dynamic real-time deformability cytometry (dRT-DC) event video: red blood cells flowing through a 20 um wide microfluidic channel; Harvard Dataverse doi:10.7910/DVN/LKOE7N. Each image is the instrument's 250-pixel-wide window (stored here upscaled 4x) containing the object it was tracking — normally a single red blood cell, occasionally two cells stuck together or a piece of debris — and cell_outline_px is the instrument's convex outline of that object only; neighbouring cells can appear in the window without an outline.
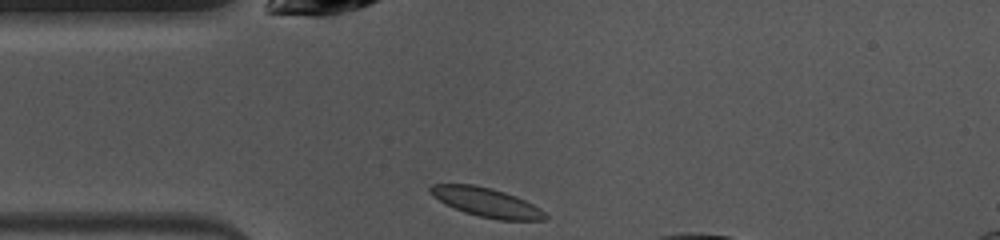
{"species": "common noctule bat (a hibernating species)", "species_latin": "Nyctalus noctula", "temperature_condition": "warm", "stored_images_in_passage": 16, "camera_frame_rate_fps": 3000, "um_per_image_px": 0.085, "animal": {"sex": "female", "body_mass_g": 10.0, "forearm_length_mm": 53.1}, "frame": {"image": 1, "passage_image": 1, "time_ms": 0.0, "image_size_px": [1000, 240], "cell_outline_px": [[548, 220], [500, 220], [480, 216], [464, 212], [444, 204], [428, 188], [432, 184], [472, 184], [492, 188], [516, 196], [540, 208], [548, 216]], "centroid_in_image_um": [41.39, 17.2], "position_along_channel_um": 43.6, "area_um2": 19.25}}
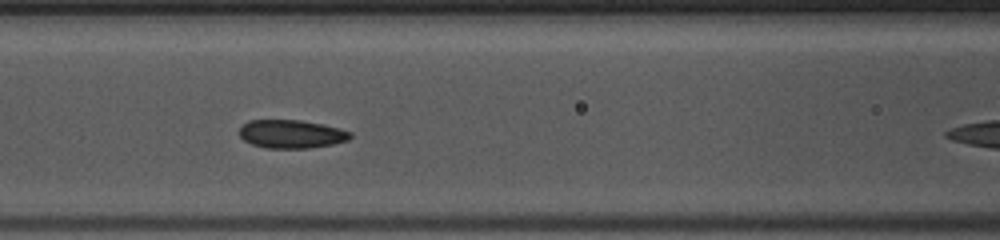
{"frame": {"image": 2, "passage_image": 9, "time_ms": 2.667, "image_size_px": [1000, 240], "cell_outline_px": [[352, 136], [348, 140], [332, 144], [308, 148], [264, 148], [252, 144], [244, 140], [240, 136], [240, 128], [248, 120], [300, 120], [340, 128], [352, 132]], "centroid_in_image_um": [24.77, 11.39], "position_along_channel_um": 141.8, "area_um2": 18.26}}
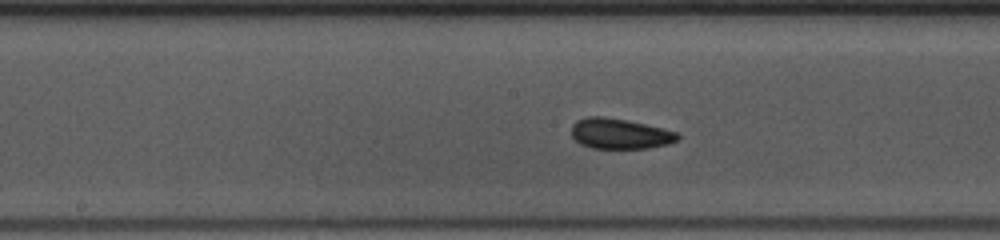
{"frame": {"image": 3, "passage_image": 13, "time_ms": 4.0, "image_size_px": [1000, 240], "cell_outline_px": [[680, 140], [668, 144], [648, 148], [592, 148], [580, 144], [572, 136], [572, 124], [576, 120], [588, 116], [604, 116], [628, 120], [676, 132], [680, 136]], "centroid_in_image_um": [52.67, 11.36], "position_along_channel_um": 195.5, "area_um2": 18.84}}